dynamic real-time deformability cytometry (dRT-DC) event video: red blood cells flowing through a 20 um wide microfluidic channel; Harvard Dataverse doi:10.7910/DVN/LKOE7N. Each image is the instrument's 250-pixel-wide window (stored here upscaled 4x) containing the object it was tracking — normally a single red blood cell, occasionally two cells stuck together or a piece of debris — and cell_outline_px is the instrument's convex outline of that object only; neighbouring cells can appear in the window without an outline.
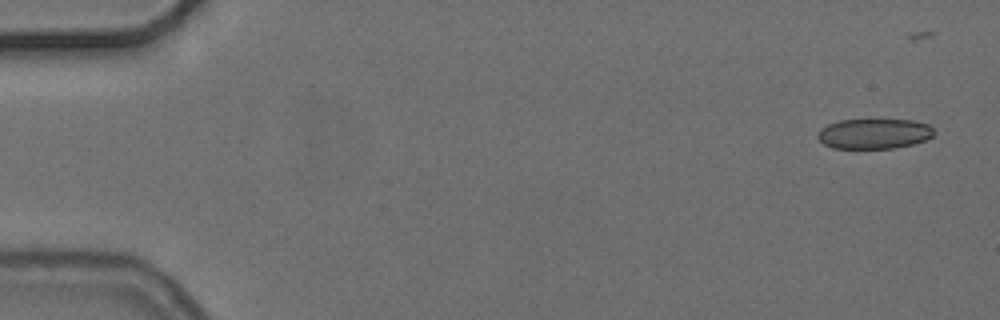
{"species": "common noctule bat (a hibernating species)", "species_latin": "Nyctalus noctula", "temperature_condition": "cold", "stored_images_in_passage": 5, "camera_frame_rate_fps": 3000, "um_per_image_px": 0.085, "animal": {"sex": "female", "body_mass_g": 24.6, "forearm_length_mm": 56.2}, "frame": {"image": 1, "passage_image": 1, "time_ms": 0.0, "image_size_px": [1000, 320], "cell_outline_px": [[936, 132], [932, 136], [924, 140], [912, 144], [896, 148], [832, 148], [824, 144], [816, 136], [820, 128], [828, 124], [840, 120], [912, 120], [928, 124]], "centroid_in_image_um": [74.28, 11.36], "position_along_channel_um": 10.7, "area_um2": 20.4}}
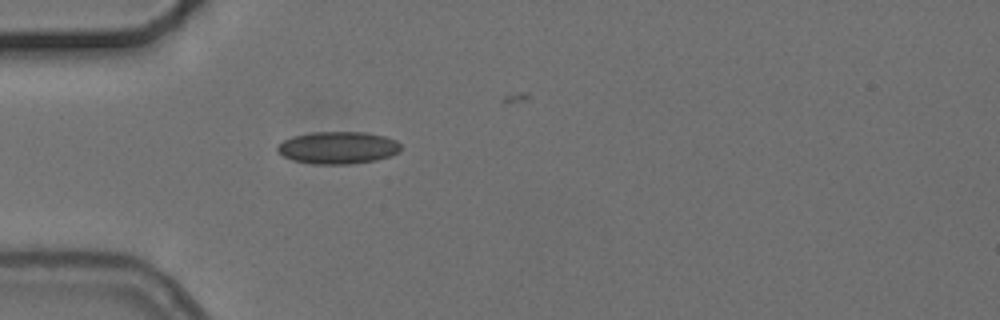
{"frame": {"image": 2, "passage_image": 5, "time_ms": 4.667, "image_size_px": [1000, 320], "cell_outline_px": [[400, 152], [376, 160], [348, 164], [312, 164], [292, 160], [276, 152], [276, 144], [292, 136], [312, 132], [364, 132], [384, 136], [396, 140], [400, 144]], "centroid_in_image_um": [28.68, 12.55], "position_along_channel_um": 56.3, "area_um2": 23.35}}